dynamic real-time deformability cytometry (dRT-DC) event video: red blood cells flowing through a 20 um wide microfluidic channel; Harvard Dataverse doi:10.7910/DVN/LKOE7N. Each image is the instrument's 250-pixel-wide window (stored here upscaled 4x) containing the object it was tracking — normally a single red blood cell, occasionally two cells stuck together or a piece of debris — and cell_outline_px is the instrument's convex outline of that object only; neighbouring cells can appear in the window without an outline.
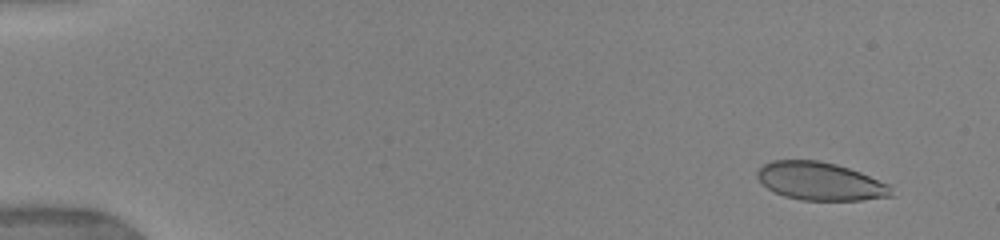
{"species": "human", "species_latin": "Homo sapiens", "temperature_condition": "warm", "stored_images_in_passage": 27, "camera_frame_rate_fps": 3000, "um_per_image_px": 0.085, "donor": {"sex": "female"}, "frame": {"image": 1, "passage_image": 1, "time_ms": 0.0, "image_size_px": [1000, 240], "cell_outline_px": [[896, 196], [860, 200], [800, 200], [784, 196], [768, 188], [756, 176], [756, 172], [764, 164], [772, 160], [820, 160], [836, 164], [860, 172], [892, 184]], "centroid_in_image_um": [69.8, 15.41], "position_along_channel_um": 15.2, "area_um2": 30.0}}
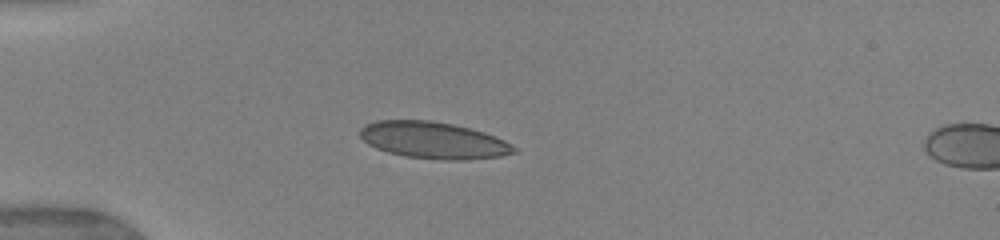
{"frame": {"image": 2, "passage_image": 22, "time_ms": 3.667, "image_size_px": [1000, 240], "cell_outline_px": [[520, 152], [500, 156], [464, 160], [444, 160], [404, 156], [388, 152], [376, 148], [368, 144], [360, 136], [360, 128], [364, 124], [376, 120], [432, 120], [452, 124], [484, 132], [504, 140], [516, 148]], "centroid_in_image_um": [36.83, 11.92], "position_along_channel_um": 48.2, "area_um2": 33.0}}